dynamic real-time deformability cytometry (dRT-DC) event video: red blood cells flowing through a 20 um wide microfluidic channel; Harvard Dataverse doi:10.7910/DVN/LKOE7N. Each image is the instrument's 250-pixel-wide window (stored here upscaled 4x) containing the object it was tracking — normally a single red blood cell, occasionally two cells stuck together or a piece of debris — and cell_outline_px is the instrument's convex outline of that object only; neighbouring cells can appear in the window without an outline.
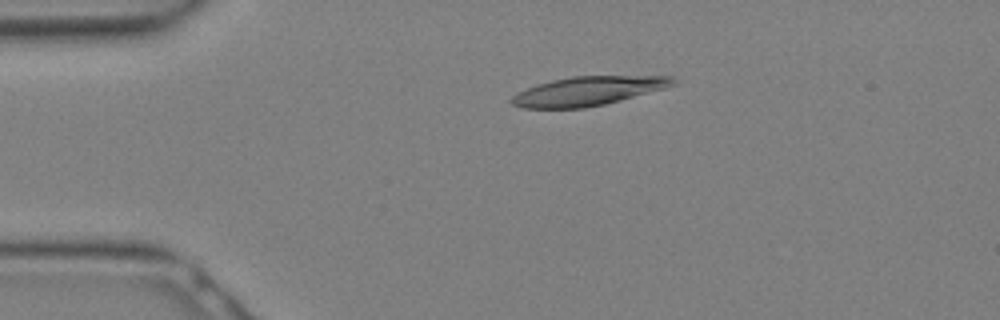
{"species": "Egyptian fruit bat (a non-hibernating species)", "species_latin": "Rousettus aegyptiacus", "temperature_condition": "warm", "stored_images_in_passage": 14, "camera_frame_rate_fps": 3000, "um_per_image_px": 0.085, "animal": {"sex": "female"}, "frame": {"image": 1, "passage_image": 6, "time_ms": 1.667, "image_size_px": [1000, 320], "cell_outline_px": [[676, 84], [664, 88], [620, 100], [604, 104], [584, 108], [524, 108], [512, 104], [508, 100], [516, 92], [552, 80], [572, 76], [672, 76], [676, 80]], "centroid_in_image_um": [49.95, 7.74], "position_along_channel_um": 35.0, "area_um2": 27.05}}
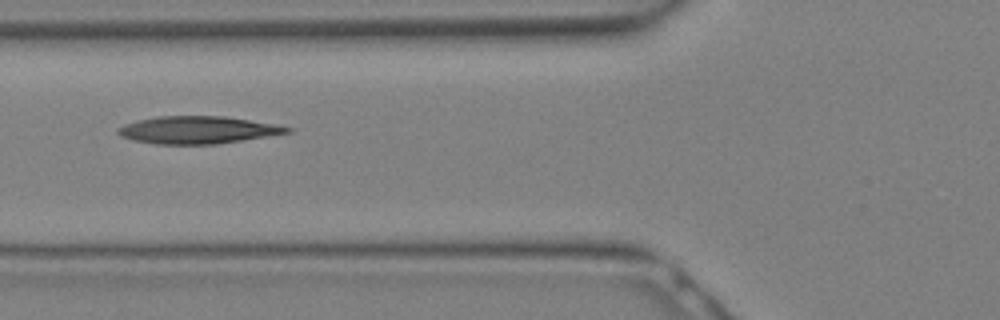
{"frame": {"image": 2, "passage_image": 11, "time_ms": 3.333, "image_size_px": [1000, 320], "cell_outline_px": [[292, 132], [216, 144], [156, 144], [132, 140], [120, 136], [116, 132], [116, 128], [124, 124], [136, 120], [156, 116], [224, 116], [272, 124], [292, 128]], "centroid_in_image_um": [16.71, 11.04], "position_along_channel_um": 109.1, "area_um2": 26.93}}
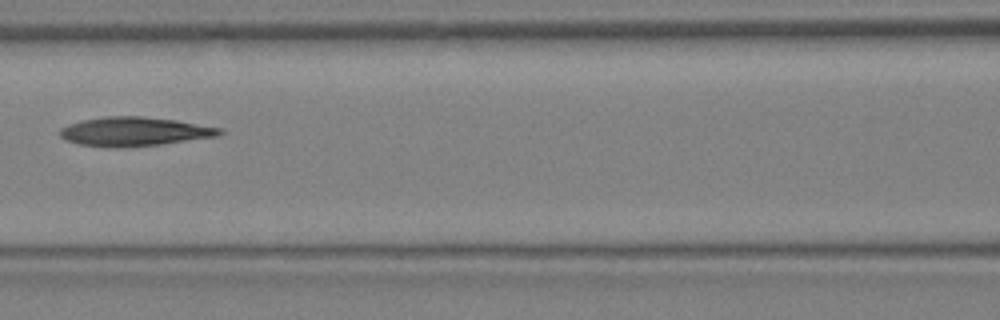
{"frame": {"image": 3, "passage_image": 13, "time_ms": 4.0, "image_size_px": [1000, 320], "cell_outline_px": [[224, 132], [220, 136], [164, 144], [120, 148], [112, 148], [76, 144], [64, 140], [60, 136], [60, 128], [68, 124], [84, 120], [104, 116], [140, 116], [176, 120], [220, 128]], "centroid_in_image_um": [11.4, 11.2], "position_along_channel_um": 155.2, "area_um2": 27.28}}